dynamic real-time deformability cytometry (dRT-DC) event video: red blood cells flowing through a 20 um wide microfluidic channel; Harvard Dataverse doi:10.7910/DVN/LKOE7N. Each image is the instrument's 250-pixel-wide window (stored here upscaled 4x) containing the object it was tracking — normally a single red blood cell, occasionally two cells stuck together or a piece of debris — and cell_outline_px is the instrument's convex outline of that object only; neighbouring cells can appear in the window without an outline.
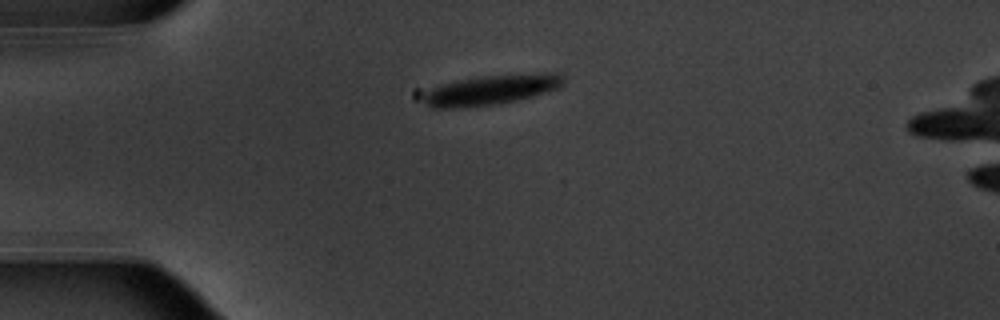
{"species": "common noctule bat (a hibernating species)", "species_latin": "Nyctalus noctula", "temperature_condition": "warm", "stored_images_in_passage": 2, "camera_frame_rate_fps": 3000, "um_per_image_px": 0.085, "animal": {"sex": "male", "body_mass_g": 20.1, "forearm_length_mm": 53.5}, "frame": {"image": 1, "passage_image": 2, "time_ms": 0.333, "image_size_px": [1000, 320], "cell_outline_px": [[564, 84], [556, 88], [532, 96], [516, 100], [496, 104], [468, 108], [432, 108], [416, 100], [412, 96], [412, 92], [416, 88], [460, 80], [484, 76], [540, 72], [560, 72], [564, 76]], "centroid_in_image_um": [41.43, 7.64], "position_along_channel_um": 43.6, "area_um2": 26.07}}